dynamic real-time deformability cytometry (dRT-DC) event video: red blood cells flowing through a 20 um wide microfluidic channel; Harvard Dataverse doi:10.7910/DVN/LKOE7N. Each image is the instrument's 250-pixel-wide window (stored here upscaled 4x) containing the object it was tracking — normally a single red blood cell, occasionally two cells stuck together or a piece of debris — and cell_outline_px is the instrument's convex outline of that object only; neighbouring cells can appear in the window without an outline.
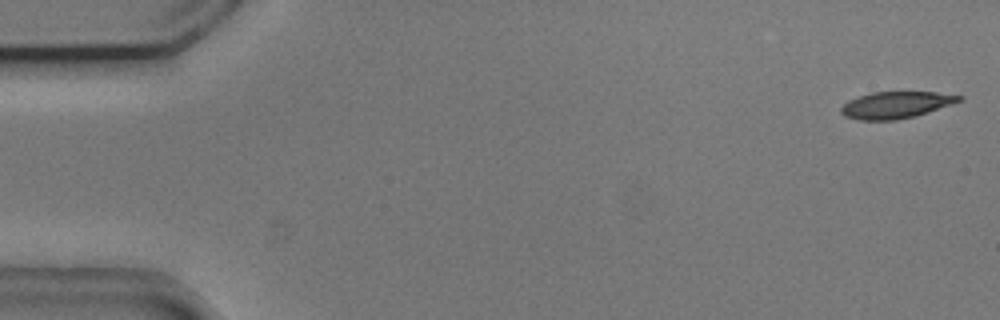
{"species": "common noctule bat (a hibernating species)", "species_latin": "Nyctalus noctula", "temperature_condition": "cold", "stored_images_in_passage": 7, "camera_frame_rate_fps": 3000, "um_per_image_px": 0.085, "animal": {"sex": "male", "body_mass_g": 20.5, "forearm_length_mm": 52.5}, "frame": {"image": 1, "passage_image": 1, "time_ms": 0.0, "image_size_px": [1000, 320], "cell_outline_px": [[964, 100], [916, 116], [896, 120], [860, 120], [844, 116], [840, 112], [840, 108], [848, 100], [872, 92], [936, 92], [964, 96]], "centroid_in_image_um": [76.17, 8.92], "position_along_channel_um": 8.8, "area_um2": 18.44}}